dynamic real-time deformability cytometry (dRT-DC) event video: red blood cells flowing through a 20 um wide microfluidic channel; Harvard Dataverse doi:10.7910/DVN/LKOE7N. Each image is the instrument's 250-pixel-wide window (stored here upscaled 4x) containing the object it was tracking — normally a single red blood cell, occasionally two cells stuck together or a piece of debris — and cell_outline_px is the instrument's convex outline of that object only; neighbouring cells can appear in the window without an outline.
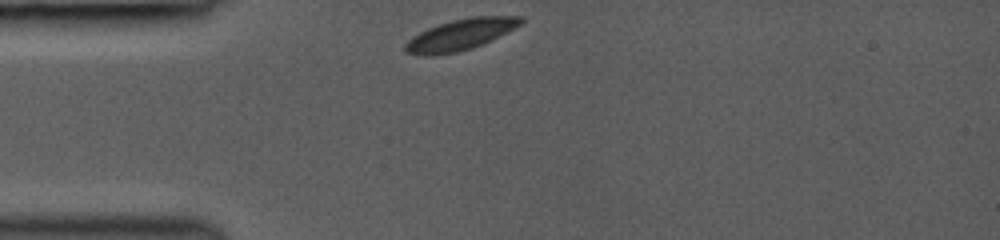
{"species": "common noctule bat (a hibernating species)", "species_latin": "Nyctalus noctula", "temperature_condition": "room temperature", "stored_images_in_passage": 30, "camera_frame_rate_fps": 3000, "um_per_image_px": 0.085, "animal": {"sex": "female", "body_mass_g": 19.0, "forearm_length_mm": 53.3}, "frame": {"image": 1, "passage_image": 1, "time_ms": 0.0, "image_size_px": [1000, 240], "cell_outline_px": [[524, 20], [520, 24], [472, 48], [456, 52], [432, 56], [424, 56], [404, 52], [404, 44], [412, 36], [428, 28], [452, 20], [472, 16], [524, 16]], "centroid_in_image_um": [39.05, 2.95], "position_along_channel_um": 45.9, "area_um2": 20.52}}
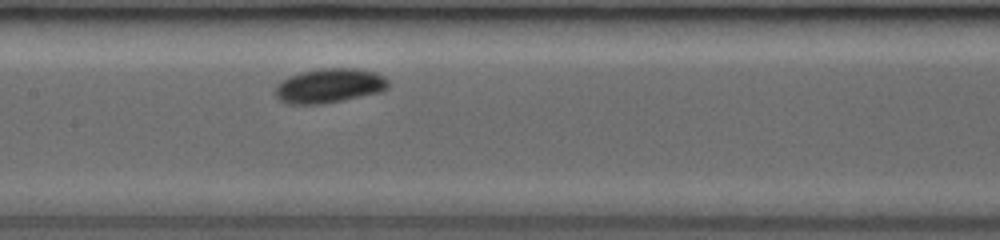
{"frame": {"image": 2, "passage_image": 12, "time_ms": 3.667, "image_size_px": [1000, 240], "cell_outline_px": [[388, 88], [384, 92], [324, 104], [288, 104], [280, 100], [276, 96], [276, 84], [288, 76], [300, 72], [320, 68], [356, 68], [376, 72], [384, 76], [388, 80]], "centroid_in_image_um": [28.02, 7.28], "position_along_channel_um": 179.4, "area_um2": 23.06}}
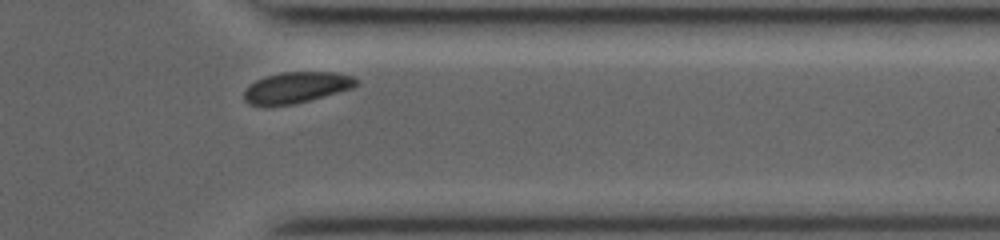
{"frame": {"image": 3, "passage_image": 27, "time_ms": 8.667, "image_size_px": [1000, 240], "cell_outline_px": [[360, 80], [352, 88], [308, 100], [292, 104], [268, 108], [248, 104], [244, 100], [244, 92], [248, 84], [256, 80], [280, 72], [336, 72], [356, 76]], "centroid_in_image_um": [25.15, 7.45], "position_along_channel_um": 386.2, "area_um2": 20.63}, "authors_computed_cell_mechanics": {"area_um2": 21.3282, "velocity_mm_per_s": 4.1114, "shape_relaxation_time_tau1_ms": 3.4105, "shape_relaxation_time_tau2_ms": null, "deformation_change_tau1": 0.1031, "deformation_change_tau2": null}}